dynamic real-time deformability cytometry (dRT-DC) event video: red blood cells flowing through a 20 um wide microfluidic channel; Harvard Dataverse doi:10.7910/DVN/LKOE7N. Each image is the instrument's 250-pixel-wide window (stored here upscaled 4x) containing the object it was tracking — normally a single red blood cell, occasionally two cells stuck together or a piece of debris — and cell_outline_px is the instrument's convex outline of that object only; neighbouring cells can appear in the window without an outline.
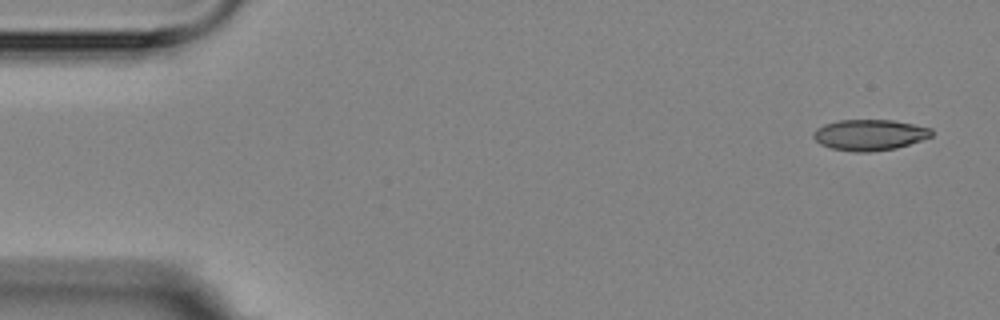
{"species": "Egyptian fruit bat (a non-hibernating species)", "species_latin": "Rousettus aegyptiacus", "temperature_condition": "room temperature", "stored_images_in_passage": 4, "camera_frame_rate_fps": 3000, "um_per_image_px": 0.085, "animal": {"sex": "female"}, "frame": {"image": 1, "passage_image": 1, "time_ms": 0.0, "image_size_px": [1000, 320], "cell_outline_px": [[932, 136], [896, 148], [872, 152], [856, 152], [832, 148], [820, 144], [812, 136], [812, 132], [816, 128], [824, 124], [840, 120], [892, 120], [932, 128]], "centroid_in_image_um": [73.88, 11.46], "position_along_channel_um": 11.1, "area_um2": 21.21}}